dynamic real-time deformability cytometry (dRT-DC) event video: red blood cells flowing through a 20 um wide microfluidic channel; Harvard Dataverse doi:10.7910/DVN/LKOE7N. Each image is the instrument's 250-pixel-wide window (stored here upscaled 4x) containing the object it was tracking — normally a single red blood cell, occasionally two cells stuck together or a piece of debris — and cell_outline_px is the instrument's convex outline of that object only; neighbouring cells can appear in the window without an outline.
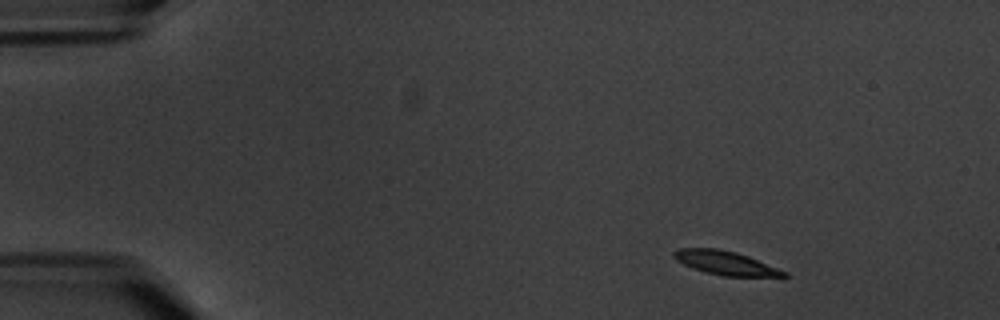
{"species": "common noctule bat (a hibernating species)", "species_latin": "Nyctalus noctula", "temperature_condition": "warm", "stored_images_in_passage": 5, "segment_of_instrument_passage": [1, 2], "camera_frame_rate_fps": 3000, "um_per_image_px": 0.085, "animal": {"sex": "male", "body_mass_g": 20.1, "forearm_length_mm": 53.5}, "frame": {"image": 1, "passage_image": 1, "time_ms": 0.0, "image_size_px": [1000, 320], "cell_outline_px": [[788, 276], [784, 280], [724, 276], [692, 268], [676, 260], [672, 256], [672, 252], [676, 248], [716, 248], [736, 252], [748, 256], [788, 272]], "centroid_in_image_um": [61.83, 22.4], "position_along_channel_um": 23.2, "area_um2": 16.07}}
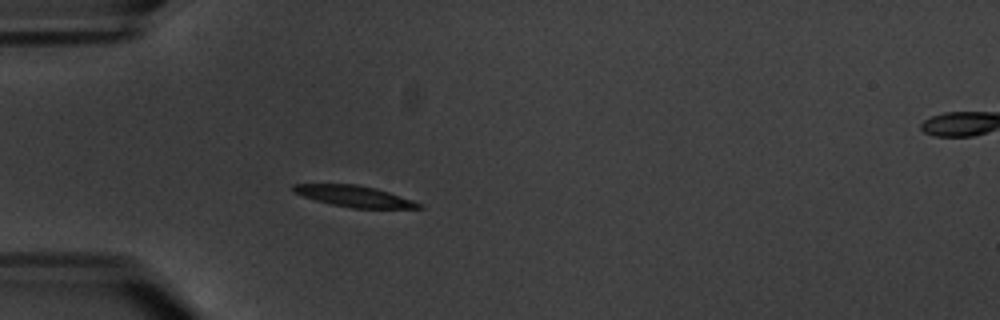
{"frame": {"image": 2, "passage_image": 4, "time_ms": 3.333, "image_size_px": [1000, 320], "cell_outline_px": [[424, 208], [352, 208], [332, 204], [316, 200], [292, 192], [292, 184], [356, 184], [376, 188], [424, 204]], "centroid_in_image_um": [30.12, 16.68], "position_along_channel_um": 54.9, "area_um2": 15.37}}